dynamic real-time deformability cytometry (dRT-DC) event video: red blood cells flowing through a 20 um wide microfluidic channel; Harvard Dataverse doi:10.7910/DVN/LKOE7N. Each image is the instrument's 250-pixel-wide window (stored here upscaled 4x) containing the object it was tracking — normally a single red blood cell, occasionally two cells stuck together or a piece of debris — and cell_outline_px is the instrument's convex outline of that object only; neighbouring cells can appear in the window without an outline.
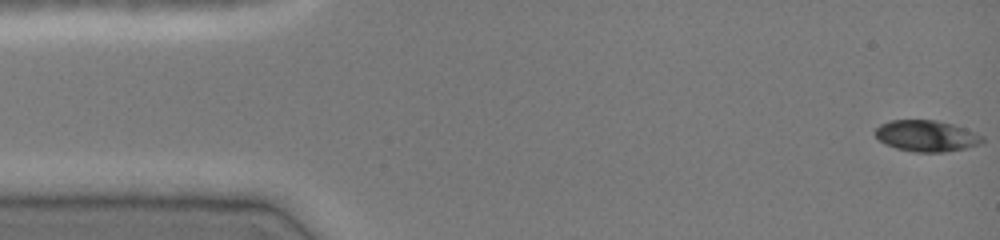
{"species": "common noctule bat (a hibernating species)", "species_latin": "Nyctalus noctula", "temperature_condition": "cold", "stored_images_in_passage": 47, "camera_frame_rate_fps": 3000, "um_per_image_px": 0.085, "animal": {"sex": "female", "body_mass_g": 19.0, "forearm_length_mm": 51.5}, "frame": {"image": 1, "passage_image": 1, "time_ms": 0.0, "image_size_px": [1000, 240], "cell_outline_px": [[984, 140], [980, 144], [968, 148], [944, 152], [912, 152], [896, 148], [884, 144], [872, 132], [880, 124], [888, 120], [936, 120], [952, 124], [964, 128], [984, 136]], "centroid_in_image_um": [78.73, 11.55], "position_along_channel_um": 6.3, "area_um2": 19.71}}
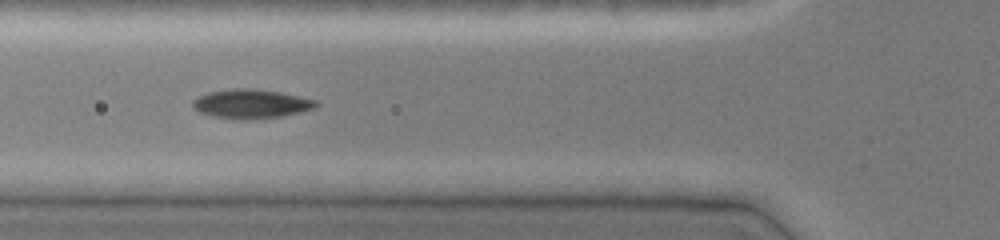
{"frame": {"image": 2, "passage_image": 17, "time_ms": 5.333, "image_size_px": [1000, 240], "cell_outline_px": [[320, 104], [316, 108], [280, 116], [240, 120], [216, 116], [200, 112], [192, 108], [192, 100], [208, 92], [232, 88], [252, 88], [280, 92], [316, 100]], "centroid_in_image_um": [21.34, 8.81], "position_along_channel_um": 104.5, "area_um2": 20.75}}
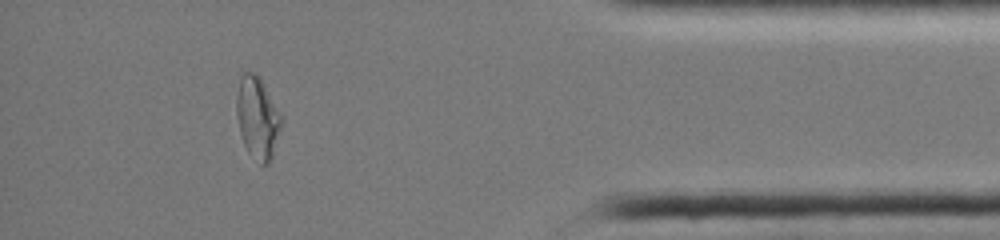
{"frame": {"image": 3, "passage_image": 42, "time_ms": 13.667, "image_size_px": [1000, 240], "cell_outline_px": [[284, 120], [272, 156], [268, 164], [260, 164], [248, 152], [244, 144], [240, 132], [236, 112], [236, 92], [240, 72], [256, 72], [260, 76], [284, 116]], "centroid_in_image_um": [21.9, 9.94], "position_along_channel_um": 413.3, "area_um2": 22.08}, "authors_computed_cell_mechanics": {"area_um2": 19.8832, "velocity_mm_per_s": 4.0617, "shape_relaxation_time_tau1_ms": null, "shape_relaxation_time_tau2_ms": 1.2134, "deformation_change_tau1": null, "deformation_change_tau2": 0.0474}}